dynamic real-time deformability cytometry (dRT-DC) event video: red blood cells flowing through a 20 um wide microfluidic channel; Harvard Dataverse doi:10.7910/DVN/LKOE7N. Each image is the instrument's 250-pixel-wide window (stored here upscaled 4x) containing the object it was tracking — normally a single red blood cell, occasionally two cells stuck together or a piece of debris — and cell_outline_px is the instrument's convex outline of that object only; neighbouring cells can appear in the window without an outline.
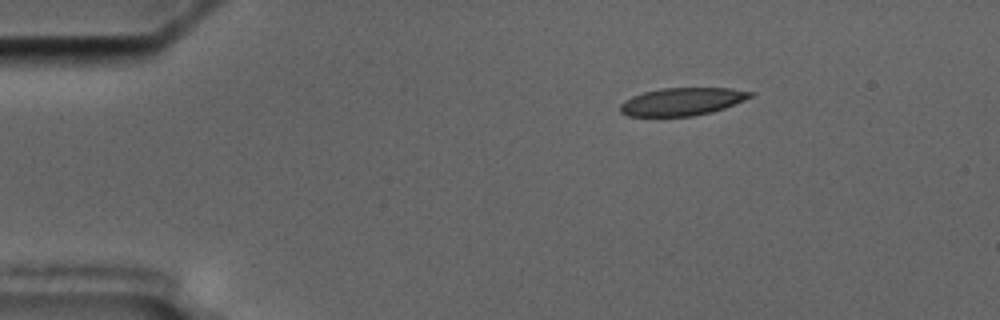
{"species": "common noctule bat (a hibernating species)", "species_latin": "Nyctalus noctula", "temperature_condition": "cold", "stored_images_in_passage": 4, "camera_frame_rate_fps": 3000, "um_per_image_px": 0.085, "animal": {"sex": "male", "body_mass_g": 17.5, "forearm_length_mm": 52.3}, "frame": {"image": 1, "passage_image": 2, "time_ms": 1.333, "image_size_px": [1000, 320], "cell_outline_px": [[756, 92], [752, 96], [744, 100], [724, 108], [712, 112], [692, 116], [628, 116], [620, 112], [620, 104], [624, 100], [632, 96], [644, 92], [660, 88], [732, 88]], "centroid_in_image_um": [57.98, 8.63], "position_along_channel_um": 27.0, "area_um2": 21.1}}